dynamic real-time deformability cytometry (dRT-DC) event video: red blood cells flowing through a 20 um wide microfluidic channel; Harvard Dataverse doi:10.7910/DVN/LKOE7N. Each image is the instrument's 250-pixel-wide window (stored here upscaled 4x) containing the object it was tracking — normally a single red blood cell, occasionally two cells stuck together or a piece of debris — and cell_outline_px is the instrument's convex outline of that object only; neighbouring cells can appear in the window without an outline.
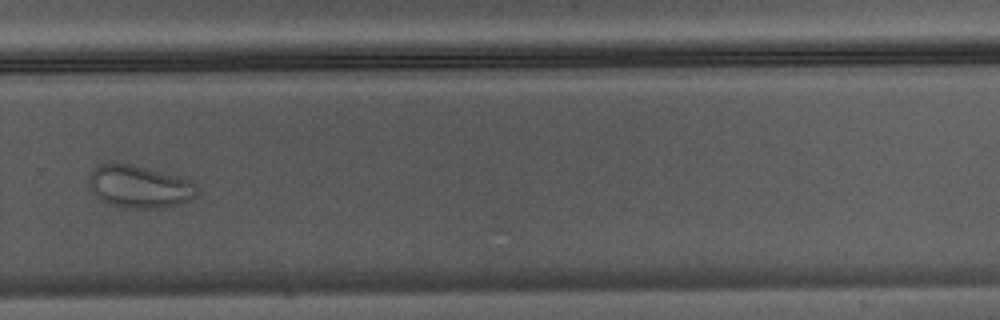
{"species": "Egyptian fruit bat (a non-hibernating species)", "species_latin": "Rousettus aegyptiacus", "temperature_condition": "warm", "stored_images_in_passage": 45, "camera_frame_rate_fps": 3000, "um_per_image_px": 0.085, "animal": {"sex": "male"}, "frame": {"image": 1, "passage_image": 32, "time_ms": 10.333, "image_size_px": [1000, 320], "cell_outline_px": [[196, 196], [192, 200], [180, 204], [156, 208], [128, 208], [112, 204], [100, 200], [92, 188], [88, 180], [88, 176], [100, 164], [112, 160], [132, 164], [188, 180], [196, 188]], "centroid_in_image_um": [11.8, 15.85], "position_along_channel_um": 318.0, "area_um2": 26.47}}